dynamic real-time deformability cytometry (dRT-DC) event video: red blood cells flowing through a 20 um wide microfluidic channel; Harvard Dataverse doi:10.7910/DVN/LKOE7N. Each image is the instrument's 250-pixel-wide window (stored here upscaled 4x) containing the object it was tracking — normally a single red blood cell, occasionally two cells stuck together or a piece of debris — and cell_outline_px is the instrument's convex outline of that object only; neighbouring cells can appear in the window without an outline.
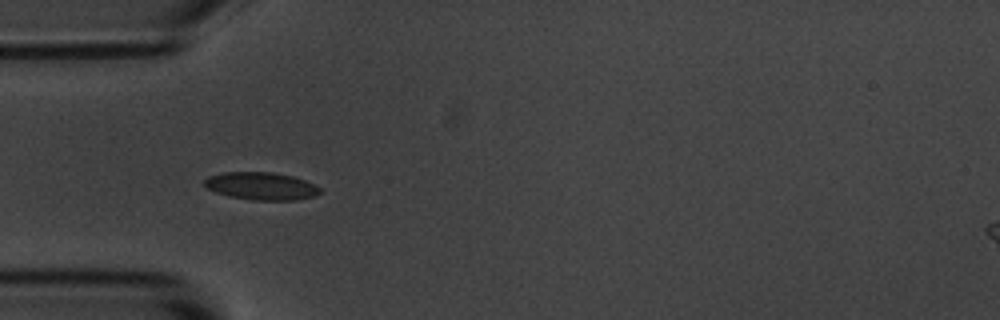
{"species": "common noctule bat (a hibernating species)", "species_latin": "Nyctalus noctula", "temperature_condition": "room temperature", "stored_images_in_passage": 5, "camera_frame_rate_fps": 3000, "um_per_image_px": 0.085, "animal": {"sex": "male", "body_mass_g": 20.1, "forearm_length_mm": 53.5}, "frame": {"image": 1, "passage_image": 4, "time_ms": 3.333, "image_size_px": [1000, 320], "cell_outline_px": [[320, 192], [316, 196], [296, 200], [252, 200], [228, 196], [216, 192], [208, 188], [204, 184], [204, 180], [208, 176], [224, 172], [272, 172], [292, 176], [304, 180], [320, 188]], "centroid_in_image_um": [22.19, 15.82], "position_along_channel_um": 62.8, "area_um2": 18.55}}